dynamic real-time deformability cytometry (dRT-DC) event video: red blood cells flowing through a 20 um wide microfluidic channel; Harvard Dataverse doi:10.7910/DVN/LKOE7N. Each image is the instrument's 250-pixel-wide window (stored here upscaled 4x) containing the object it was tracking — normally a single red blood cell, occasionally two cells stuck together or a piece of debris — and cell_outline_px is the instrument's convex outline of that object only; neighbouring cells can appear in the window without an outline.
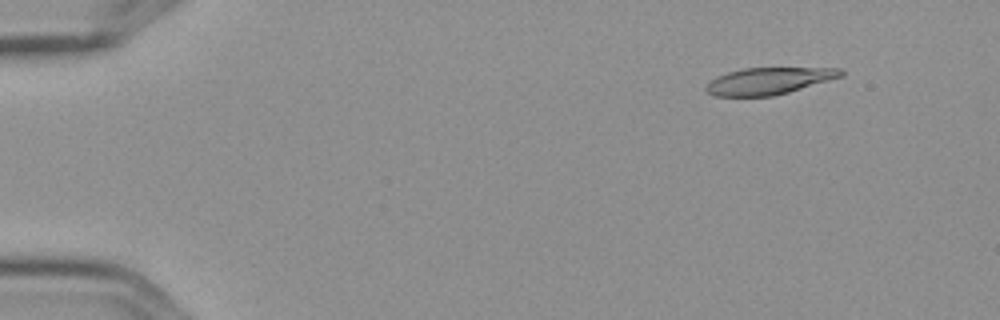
{"species": "Egyptian fruit bat (a non-hibernating species)", "species_latin": "Rousettus aegyptiacus", "temperature_condition": "cold", "stored_images_in_passage": 11, "camera_frame_rate_fps": 3000, "um_per_image_px": 0.085, "frame": {"image": 1, "passage_image": 2, "time_ms": 0.333, "image_size_px": [1000, 320], "cell_outline_px": [[844, 76], [788, 92], [772, 96], [712, 96], [704, 88], [716, 76], [728, 72], [744, 68], [844, 68]], "centroid_in_image_um": [65.37, 6.88], "position_along_channel_um": 19.6, "area_um2": 21.04}}
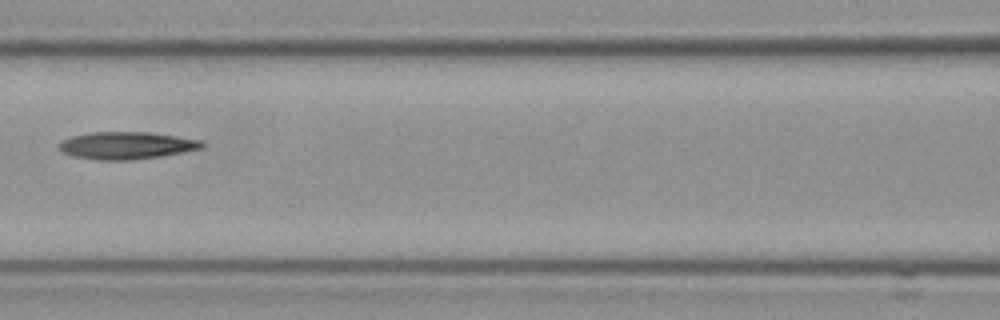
{"frame": {"image": 2, "passage_image": 7, "time_ms": 2.0, "image_size_px": [1000, 320], "cell_outline_px": [[208, 144], [204, 148], [160, 156], [132, 160], [96, 160], [72, 156], [64, 152], [56, 144], [60, 140], [72, 136], [88, 132], [148, 132], [204, 140]], "centroid_in_image_um": [10.77, 12.36], "position_along_channel_um": 155.8, "area_um2": 23.06}}
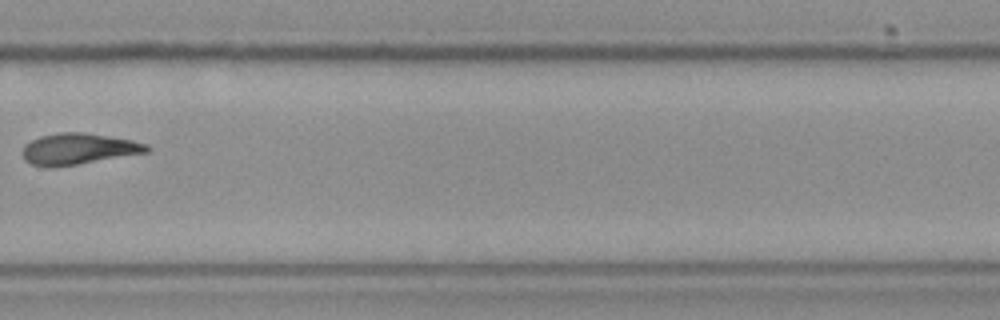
{"frame": {"image": 3, "passage_image": 11, "time_ms": 3.333, "image_size_px": [1000, 320], "cell_outline_px": [[152, 148], [148, 152], [76, 164], [32, 164], [24, 160], [24, 144], [40, 136], [60, 132], [84, 132], [132, 140], [148, 144]], "centroid_in_image_um": [6.74, 12.61], "position_along_channel_um": 323.1, "area_um2": 21.79}}